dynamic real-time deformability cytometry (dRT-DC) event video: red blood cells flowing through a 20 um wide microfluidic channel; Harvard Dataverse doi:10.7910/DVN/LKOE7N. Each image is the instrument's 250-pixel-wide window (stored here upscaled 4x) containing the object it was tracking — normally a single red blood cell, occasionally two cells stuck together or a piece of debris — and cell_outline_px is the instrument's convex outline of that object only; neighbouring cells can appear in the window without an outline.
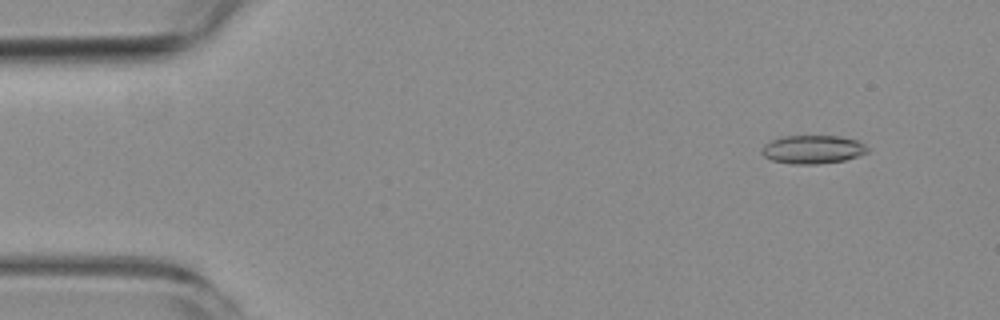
{"species": "common noctule bat (a hibernating species)", "species_latin": "Nyctalus noctula", "temperature_condition": "room temperature", "stored_images_in_passage": 4, "camera_frame_rate_fps": 3000, "um_per_image_px": 0.085, "animal": {"sex": "female", "body_mass_g": 19.3, "forearm_length_mm": 54.1}, "frame": {"image": 1, "passage_image": 1, "time_ms": 0.0, "image_size_px": [1000, 320], "cell_outline_px": [[868, 152], [844, 160], [816, 164], [792, 164], [772, 160], [764, 156], [760, 152], [764, 144], [780, 136], [840, 136], [856, 140], [864, 144], [868, 148]], "centroid_in_image_um": [69.05, 12.69], "position_along_channel_um": 16.0, "area_um2": 17.46}}
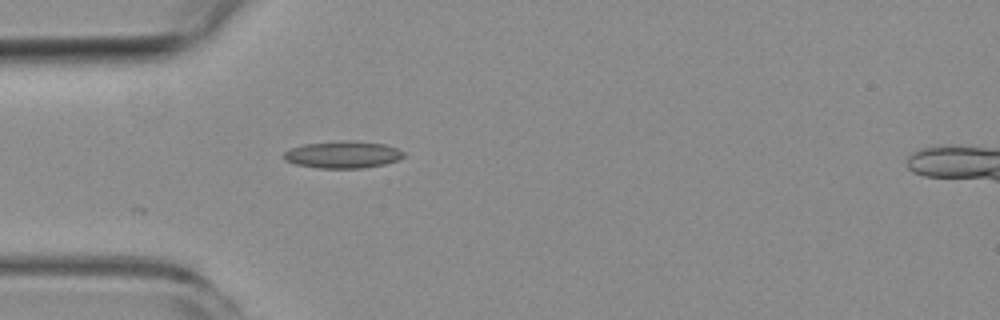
{"frame": {"image": 2, "passage_image": 4, "time_ms": 3.667, "image_size_px": [1000, 320], "cell_outline_px": [[404, 156], [396, 160], [384, 164], [364, 168], [320, 168], [296, 164], [284, 160], [284, 152], [288, 148], [304, 144], [344, 140], [348, 140], [384, 144], [396, 148], [404, 152]], "centroid_in_image_um": [29.11, 13.14], "position_along_channel_um": 55.9, "area_um2": 18.84}}